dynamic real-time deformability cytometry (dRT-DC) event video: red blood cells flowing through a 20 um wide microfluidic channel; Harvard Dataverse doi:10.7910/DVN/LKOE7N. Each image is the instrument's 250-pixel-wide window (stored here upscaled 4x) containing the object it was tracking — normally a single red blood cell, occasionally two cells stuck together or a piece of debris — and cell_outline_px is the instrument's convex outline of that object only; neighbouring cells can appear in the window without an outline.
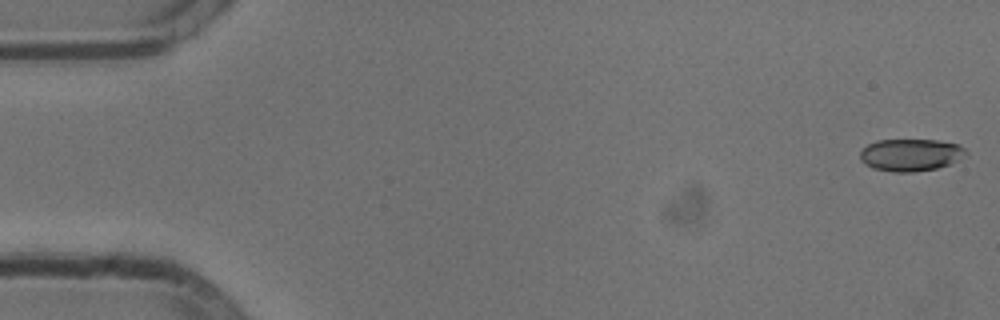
{"species": "common noctule bat (a hibernating species)", "species_latin": "Nyctalus noctula", "temperature_condition": "cold", "stored_images_in_passage": 54, "camera_frame_rate_fps": 3000, "um_per_image_px": 0.085, "animal": {"sex": "male", "body_mass_g": 13.3}, "frame": {"image": 1, "passage_image": 1, "time_ms": 0.0, "image_size_px": [1000, 320], "cell_outline_px": [[968, 156], [948, 164], [936, 168], [912, 172], [892, 172], [872, 168], [864, 164], [860, 160], [860, 152], [868, 144], [876, 140], [936, 140], [960, 144], [968, 152]], "centroid_in_image_um": [77.42, 13.16], "position_along_channel_um": 7.6, "area_um2": 20.06}}
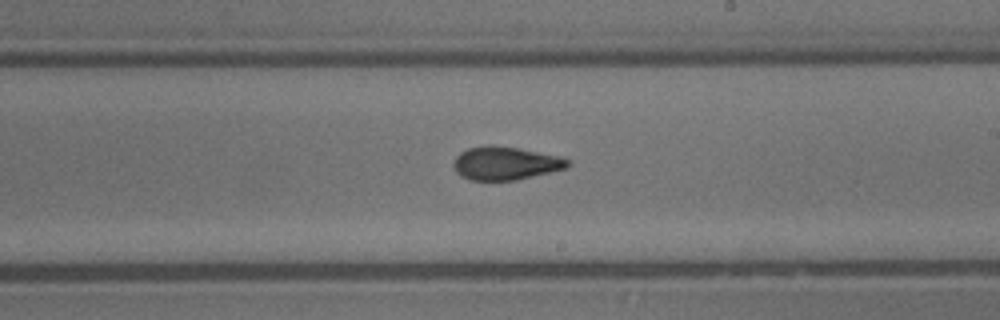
{"frame": {"image": 2, "passage_image": 31, "time_ms": 10.0, "image_size_px": [1000, 320], "cell_outline_px": [[572, 164], [568, 168], [516, 180], [468, 180], [460, 176], [456, 172], [452, 164], [456, 156], [460, 152], [468, 148], [516, 148], [560, 156], [568, 160]], "centroid_in_image_um": [42.98, 13.93], "position_along_channel_um": 246.0, "area_um2": 21.56}}
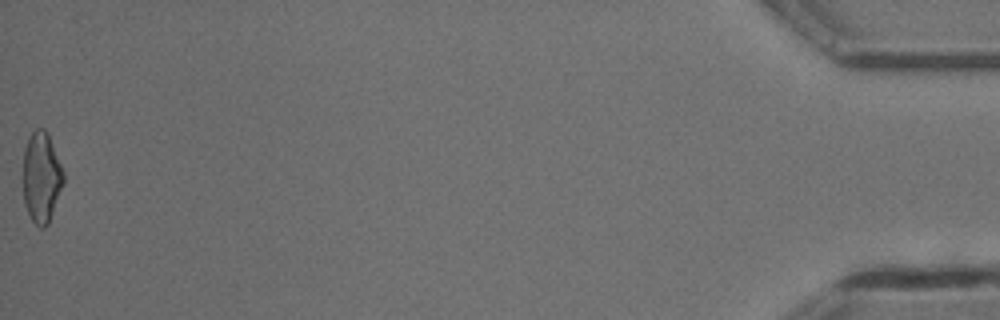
{"frame": {"image": 3, "passage_image": 54, "time_ms": 17.667, "image_size_px": [1000, 320], "cell_outline_px": [[64, 184], [48, 224], [44, 228], [40, 228], [32, 220], [24, 204], [24, 148], [32, 132], [36, 128], [44, 128], [48, 132], [64, 172]], "centroid_in_image_um": [3.54, 15.06], "position_along_channel_um": 431.7, "area_um2": 21.33}, "authors_computed_cell_mechanics": {"area_um2": 21.3282, "velocity_mm_per_s": 3.8086, "shape_relaxation_time_tau1_ms": 5.3368, "shape_relaxation_time_tau2_ms": 2.7126, "deformation_change_tau1": 0.1575, "deformation_change_tau2": 0.0899}}